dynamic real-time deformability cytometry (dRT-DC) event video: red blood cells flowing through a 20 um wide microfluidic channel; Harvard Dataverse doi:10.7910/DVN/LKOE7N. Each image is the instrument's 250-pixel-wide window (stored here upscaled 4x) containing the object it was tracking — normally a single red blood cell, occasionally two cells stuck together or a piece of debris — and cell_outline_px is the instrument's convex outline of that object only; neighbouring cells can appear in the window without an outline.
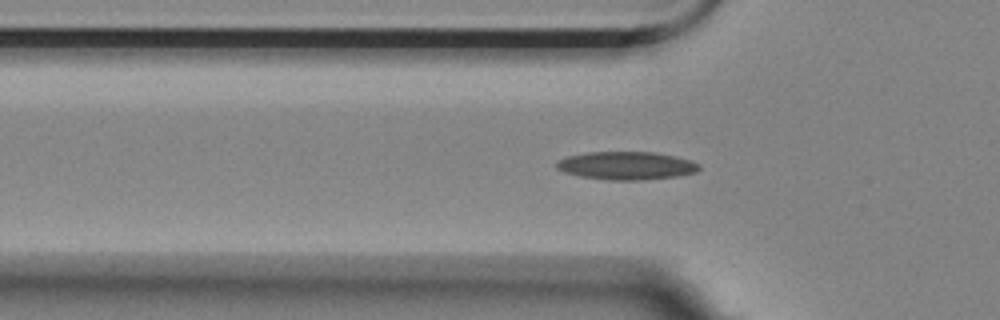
{"species": "Egyptian fruit bat (a non-hibernating species)", "species_latin": "Rousettus aegyptiacus", "temperature_condition": "room temperature", "stored_images_in_passage": 40, "camera_frame_rate_fps": 3000, "um_per_image_px": 0.085, "animal": {"sex": "female"}, "frame": {"image": 1, "passage_image": 6, "time_ms": 1.667, "image_size_px": [1000, 320], "cell_outline_px": [[700, 168], [696, 172], [676, 176], [644, 180], [608, 180], [580, 176], [564, 172], [556, 168], [556, 160], [568, 156], [588, 152], [652, 152], [676, 156], [692, 160], [700, 164]], "centroid_in_image_um": [53.25, 14.08], "position_along_channel_um": 72.6, "area_um2": 23.41}}
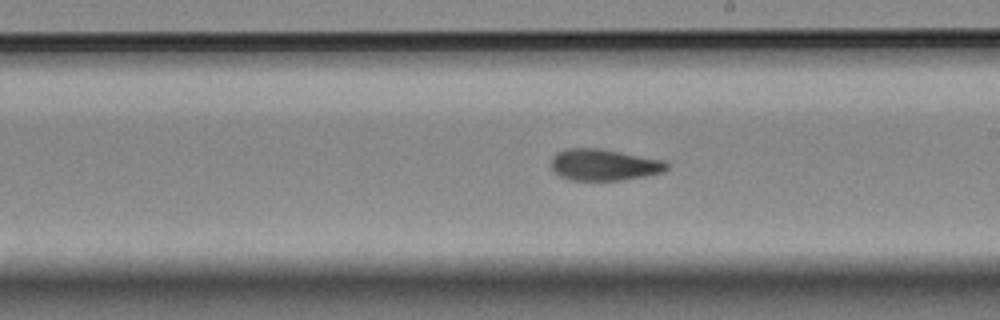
{"frame": {"image": 2, "passage_image": 20, "time_ms": 6.333, "image_size_px": [1000, 320], "cell_outline_px": [[668, 168], [664, 172], [644, 176], [620, 180], [568, 180], [552, 172], [552, 156], [556, 152], [568, 148], [600, 148], [664, 160], [668, 164]], "centroid_in_image_um": [51.31, 14.0], "position_along_channel_um": 237.7, "area_um2": 21.33}}
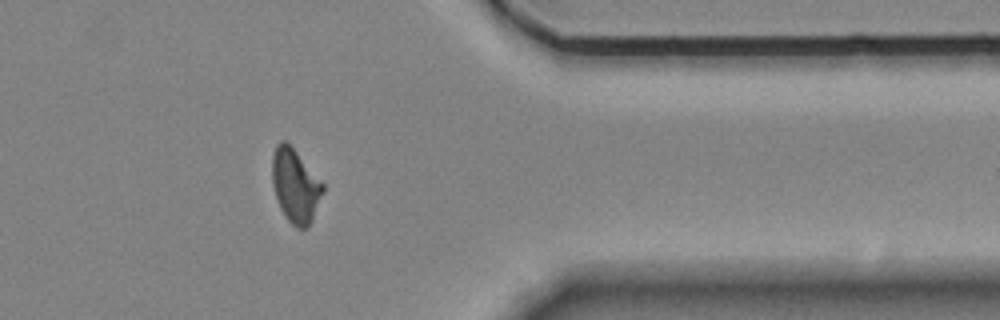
{"frame": {"image": 3, "passage_image": 34, "time_ms": 11.0, "image_size_px": [1000, 320], "cell_outline_px": [[324, 192], [312, 220], [304, 228], [296, 228], [288, 220], [280, 208], [276, 196], [272, 180], [272, 156], [276, 144], [280, 140], [284, 140], [296, 152], [324, 184]], "centroid_in_image_um": [25.1, 15.78], "position_along_channel_um": 386.3, "area_um2": 21.44}}